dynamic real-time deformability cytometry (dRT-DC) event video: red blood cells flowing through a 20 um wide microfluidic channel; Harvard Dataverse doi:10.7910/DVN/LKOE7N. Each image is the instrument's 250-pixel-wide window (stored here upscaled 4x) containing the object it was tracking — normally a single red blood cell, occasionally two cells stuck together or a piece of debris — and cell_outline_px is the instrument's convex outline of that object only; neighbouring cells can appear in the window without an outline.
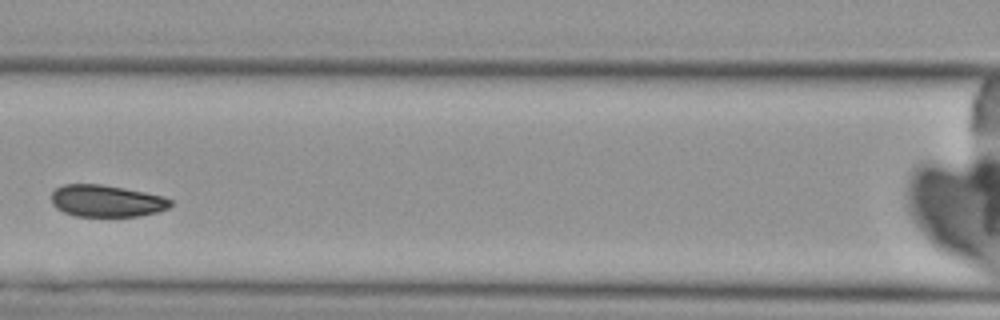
{"species": "Egyptian fruit bat (a non-hibernating species)", "species_latin": "Rousettus aegyptiacus", "temperature_condition": "cold", "stored_images_in_passage": 5, "camera_frame_rate_fps": 3000, "um_per_image_px": 0.085, "animal": {"sex": "female"}, "frame": {"image": 1, "passage_image": 3, "time_ms": 2.333, "image_size_px": [1000, 320], "cell_outline_px": [[172, 204], [168, 208], [156, 212], [140, 216], [76, 216], [64, 212], [56, 208], [52, 204], [52, 192], [56, 188], [64, 184], [100, 184], [124, 188], [164, 196], [172, 200]], "centroid_in_image_um": [9.05, 17.08], "position_along_channel_um": 157.5, "area_um2": 22.14}}
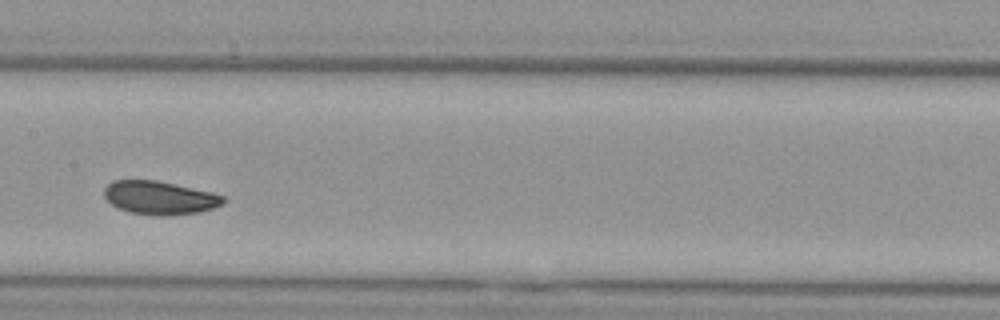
{"frame": {"image": 2, "passage_image": 4, "time_ms": 3.333, "image_size_px": [1000, 320], "cell_outline_px": [[228, 200], [224, 204], [200, 212], [128, 212], [112, 204], [104, 196], [104, 188], [112, 180], [156, 180], [212, 192], [224, 196]], "centroid_in_image_um": [13.59, 16.74], "position_along_channel_um": 193.8, "area_um2": 22.14}}
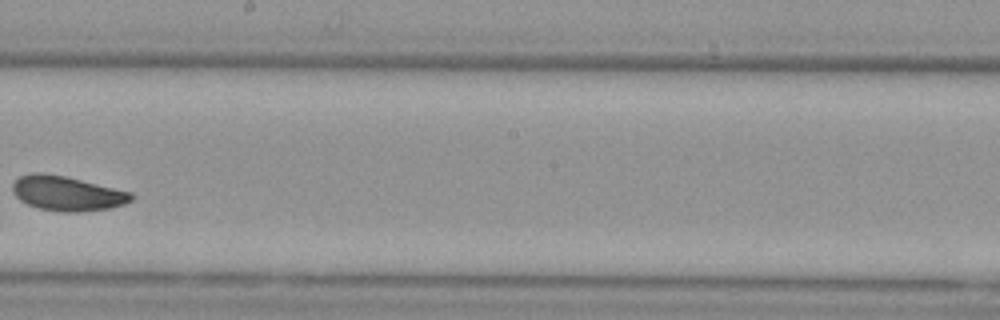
{"frame": {"image": 3, "passage_image": 5, "time_ms": 4.667, "image_size_px": [1000, 320], "cell_outline_px": [[136, 196], [132, 200], [124, 204], [108, 208], [76, 212], [60, 212], [40, 208], [28, 204], [20, 200], [12, 192], [12, 184], [20, 176], [32, 172], [40, 172], [64, 176], [132, 192]], "centroid_in_image_um": [5.7, 16.43], "position_along_channel_um": 242.5, "area_um2": 23.87}}